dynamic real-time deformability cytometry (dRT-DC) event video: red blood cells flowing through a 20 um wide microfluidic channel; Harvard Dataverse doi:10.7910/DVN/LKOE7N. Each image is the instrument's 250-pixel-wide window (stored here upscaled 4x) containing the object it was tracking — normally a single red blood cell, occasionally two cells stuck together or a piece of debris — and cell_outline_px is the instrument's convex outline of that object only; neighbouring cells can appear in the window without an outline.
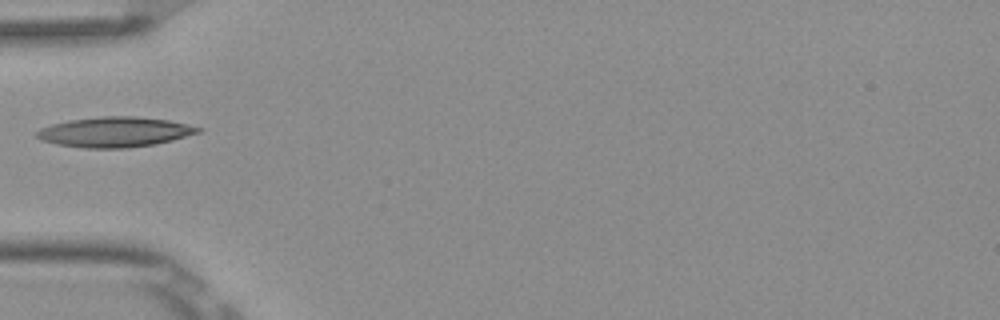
{"species": "Egyptian fruit bat (a non-hibernating species)", "species_latin": "Rousettus aegyptiacus", "temperature_condition": "room temperature", "stored_images_in_passage": 1, "camera_frame_rate_fps": 3000, "um_per_image_px": 0.085, "frame": {"image": 1, "passage_image": 1, "time_ms": 0.0, "image_size_px": [1000, 320], "cell_outline_px": [[204, 128], [200, 132], [172, 140], [156, 144], [124, 148], [84, 148], [56, 144], [40, 140], [36, 136], [36, 132], [40, 128], [52, 124], [68, 120], [100, 116], [132, 116], [168, 120]], "centroid_in_image_um": [9.73, 11.22], "position_along_channel_um": 75.3, "area_um2": 28.32}}